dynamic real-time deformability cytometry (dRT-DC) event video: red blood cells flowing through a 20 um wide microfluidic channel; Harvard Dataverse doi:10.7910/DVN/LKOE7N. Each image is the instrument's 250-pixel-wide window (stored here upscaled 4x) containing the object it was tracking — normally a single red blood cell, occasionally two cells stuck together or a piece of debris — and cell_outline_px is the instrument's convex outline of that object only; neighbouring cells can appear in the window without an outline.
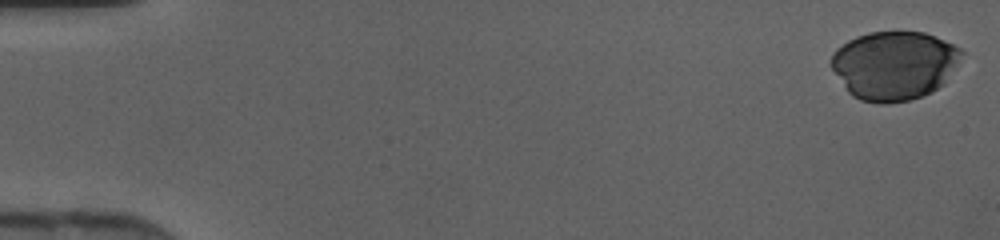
{"species": "human", "species_latin": "Homo sapiens", "temperature_condition": "cold", "stored_images_in_passage": 39, "camera_frame_rate_fps": 3000, "um_per_image_px": 0.085, "donor": {"sex": "female"}, "frame": {"image": 1, "passage_image": 1, "time_ms": 0.0, "image_size_px": [1000, 240], "cell_outline_px": [[964, 52], [944, 84], [932, 92], [924, 96], [908, 100], [888, 104], [880, 104], [860, 100], [852, 96], [848, 92], [832, 68], [832, 56], [836, 48], [848, 40], [856, 36], [868, 32], [924, 32], [944, 40], [960, 48]], "centroid_in_image_um": [76.01, 5.56], "position_along_channel_um": 9.0, "area_um2": 52.19}}